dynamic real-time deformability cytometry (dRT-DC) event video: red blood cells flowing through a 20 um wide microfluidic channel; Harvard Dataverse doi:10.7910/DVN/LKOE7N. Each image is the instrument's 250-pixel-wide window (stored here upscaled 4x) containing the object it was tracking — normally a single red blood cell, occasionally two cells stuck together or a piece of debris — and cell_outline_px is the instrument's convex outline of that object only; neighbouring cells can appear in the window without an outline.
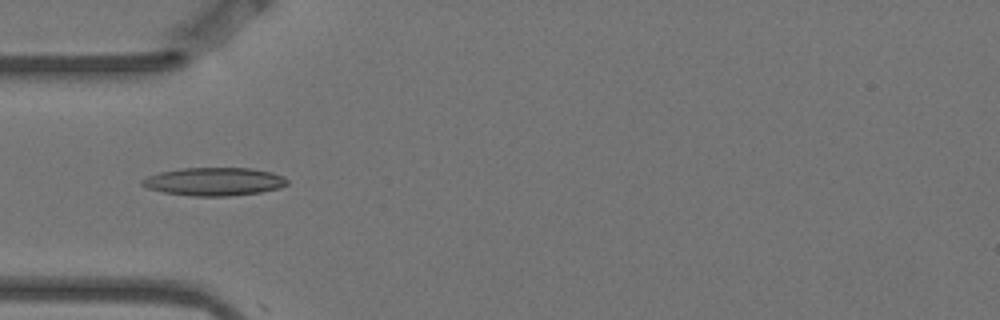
{"species": "Egyptian fruit bat (a non-hibernating species)", "species_latin": "Rousettus aegyptiacus", "temperature_condition": "warm", "stored_images_in_passage": 6, "camera_frame_rate_fps": 3000, "um_per_image_px": 0.085, "animal": {"sex": "female"}, "frame": {"image": 1, "passage_image": 2, "time_ms": 0.333, "image_size_px": [1000, 320], "cell_outline_px": [[288, 184], [280, 188], [260, 192], [228, 196], [188, 196], [164, 192], [148, 188], [140, 184], [140, 180], [148, 176], [160, 172], [180, 168], [252, 168], [272, 172], [284, 176], [288, 180]], "centroid_in_image_um": [18.21, 15.43], "position_along_channel_um": 66.8, "area_um2": 23.93}}
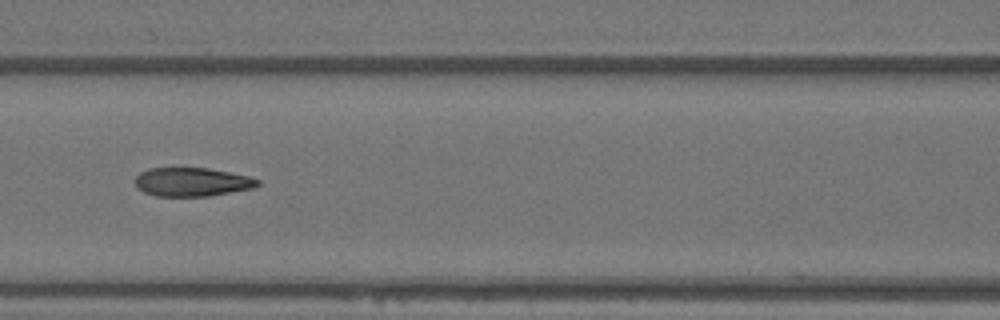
{"frame": {"image": 2, "passage_image": 4, "time_ms": 1.0, "image_size_px": [1000, 320], "cell_outline_px": [[260, 184], [256, 188], [208, 196], [156, 196], [144, 192], [136, 188], [136, 176], [140, 172], [148, 168], [208, 168], [248, 176], [260, 180]], "centroid_in_image_um": [16.33, 15.47], "position_along_channel_um": 150.3, "area_um2": 20.58}}
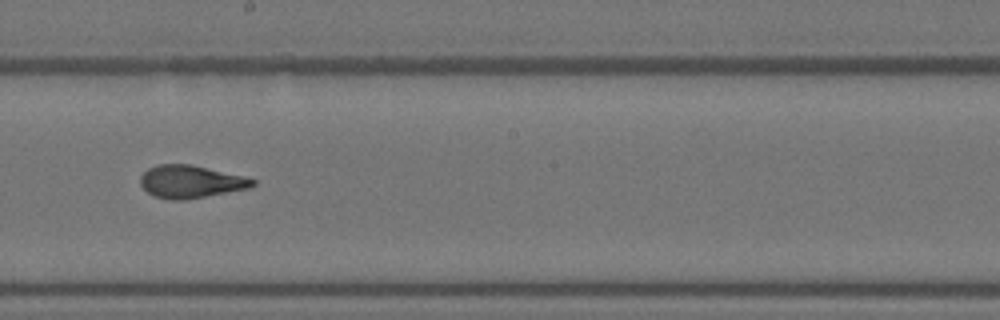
{"frame": {"image": 3, "passage_image": 6, "time_ms": 1.667, "image_size_px": [1000, 320], "cell_outline_px": [[256, 184], [248, 188], [184, 200], [168, 200], [156, 196], [148, 192], [140, 184], [140, 176], [148, 168], [156, 164], [192, 164], [244, 176], [256, 180]], "centroid_in_image_um": [16.19, 15.43], "position_along_channel_um": 232.0, "area_um2": 21.33}}